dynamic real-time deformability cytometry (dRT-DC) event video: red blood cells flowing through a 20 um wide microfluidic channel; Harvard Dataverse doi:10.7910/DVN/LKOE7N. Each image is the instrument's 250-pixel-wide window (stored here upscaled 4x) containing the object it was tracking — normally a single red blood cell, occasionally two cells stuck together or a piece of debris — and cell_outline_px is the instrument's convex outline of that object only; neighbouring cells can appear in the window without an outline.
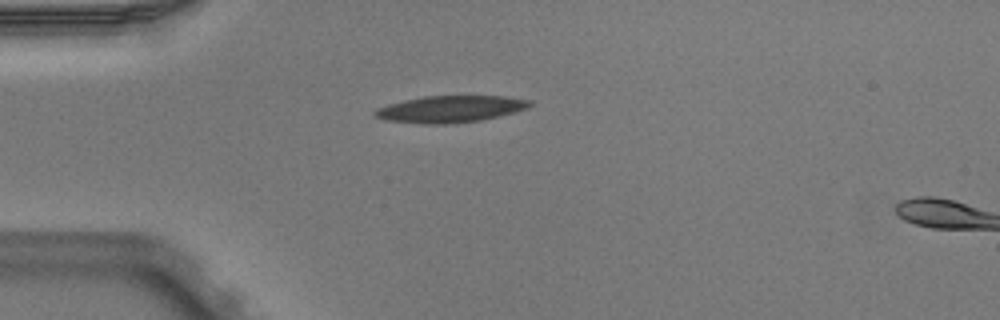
{"species": "Egyptian fruit bat (a non-hibernating species)", "species_latin": "Rousettus aegyptiacus", "temperature_condition": "warm", "stored_images_in_passage": 3, "segment_of_instrument_passage": [2, 2], "camera_frame_rate_fps": 3000, "um_per_image_px": 0.085, "animal": {"sex": "male"}, "frame": {"image": 1, "passage_image": 3, "time_ms": 0.667, "image_size_px": [1000, 320], "cell_outline_px": [[532, 104], [528, 108], [516, 112], [500, 116], [480, 120], [448, 124], [428, 124], [384, 120], [372, 116], [372, 112], [376, 108], [388, 104], [404, 100], [424, 96], [504, 96], [532, 100]], "centroid_in_image_um": [38.26, 9.27], "position_along_channel_um": 46.7, "area_um2": 24.33}}